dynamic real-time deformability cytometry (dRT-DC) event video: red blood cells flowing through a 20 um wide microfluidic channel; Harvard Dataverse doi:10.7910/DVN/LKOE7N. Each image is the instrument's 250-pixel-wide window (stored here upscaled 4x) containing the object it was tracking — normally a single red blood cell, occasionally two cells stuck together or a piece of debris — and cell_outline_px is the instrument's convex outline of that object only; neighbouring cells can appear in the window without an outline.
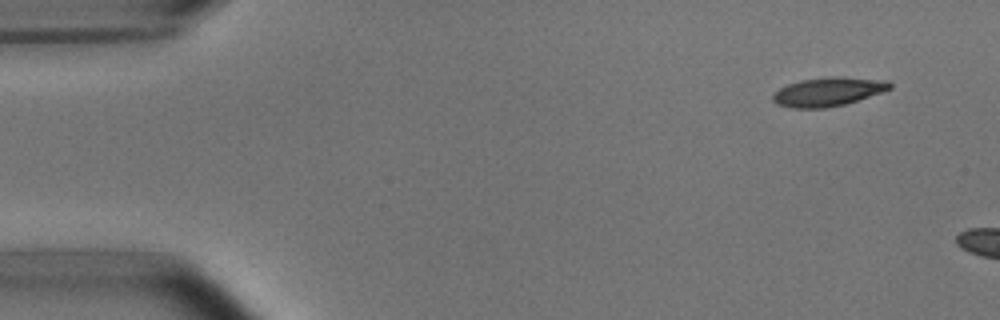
{"species": "common noctule bat (a hibernating species)", "species_latin": "Nyctalus noctula", "temperature_condition": "room temperature", "stored_images_in_passage": 2, "camera_frame_rate_fps": 3000, "um_per_image_px": 0.085, "animal": {"sex": "male", "body_mass_g": 15.6}, "frame": {"image": 1, "passage_image": 1, "time_ms": 0.0, "image_size_px": [1000, 320], "cell_outline_px": [[892, 88], [844, 104], [824, 108], [792, 108], [776, 104], [772, 100], [772, 96], [780, 88], [788, 84], [800, 80], [828, 76], [836, 76], [888, 80], [892, 84]], "centroid_in_image_um": [70.36, 7.78], "position_along_channel_um": 14.6, "area_um2": 19.54}}